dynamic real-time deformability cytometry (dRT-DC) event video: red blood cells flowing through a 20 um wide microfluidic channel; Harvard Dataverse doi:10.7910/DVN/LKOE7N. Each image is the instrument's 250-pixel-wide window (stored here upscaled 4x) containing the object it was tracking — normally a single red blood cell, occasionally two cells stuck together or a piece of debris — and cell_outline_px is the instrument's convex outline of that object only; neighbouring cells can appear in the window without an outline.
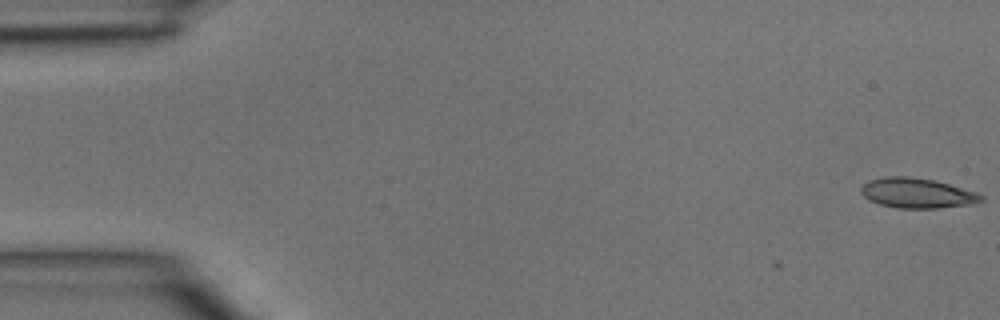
{"species": "common noctule bat (a hibernating species)", "species_latin": "Nyctalus noctula", "temperature_condition": "room temperature", "stored_images_in_passage": 3, "camera_frame_rate_fps": 3000, "um_per_image_px": 0.085, "animal": {"sex": "male", "body_mass_g": 15.6}, "frame": {"image": 1, "passage_image": 1, "time_ms": 0.0, "image_size_px": [1000, 320], "cell_outline_px": [[984, 200], [968, 204], [936, 208], [896, 208], [880, 204], [868, 200], [860, 192], [860, 188], [868, 180], [884, 176], [908, 176], [932, 180], [948, 184], [976, 192], [984, 196]], "centroid_in_image_um": [77.89, 16.41], "position_along_channel_um": 7.1, "area_um2": 20.87}}